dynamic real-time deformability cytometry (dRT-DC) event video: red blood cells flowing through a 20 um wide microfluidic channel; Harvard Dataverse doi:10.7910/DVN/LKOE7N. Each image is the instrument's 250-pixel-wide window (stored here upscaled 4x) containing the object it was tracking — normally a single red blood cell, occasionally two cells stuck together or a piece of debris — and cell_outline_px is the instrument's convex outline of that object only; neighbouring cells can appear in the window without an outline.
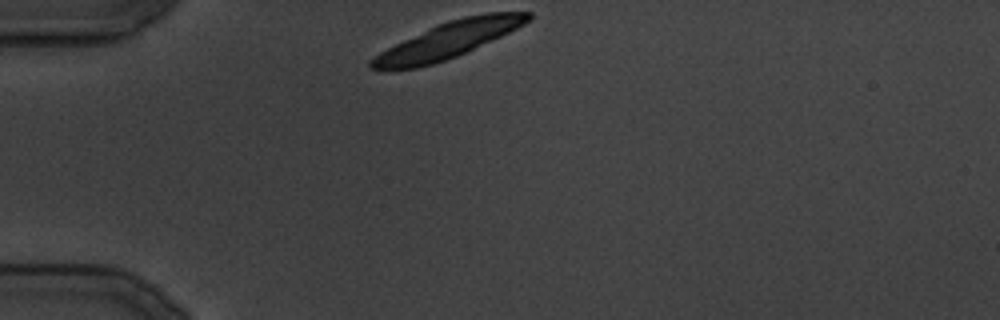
{"species": "common noctule bat (a hibernating species)", "species_latin": "Nyctalus noctula", "temperature_condition": "cold", "stored_images_in_passage": 9, "camera_frame_rate_fps": 3000, "um_per_image_px": 0.085, "animal": {"sex": "male", "body_mass_g": 19.5, "forearm_length_mm": 54.6}, "frame": {"image": 1, "passage_image": 1, "time_ms": 0.0, "image_size_px": [1000, 320], "cell_outline_px": [[532, 20], [500, 36], [456, 56], [432, 64], [416, 68], [368, 68], [368, 64], [380, 52], [436, 24], [448, 20], [464, 16], [488, 12], [532, 12]], "centroid_in_image_um": [38.16, 3.36], "position_along_channel_um": 46.8, "area_um2": 32.08}}